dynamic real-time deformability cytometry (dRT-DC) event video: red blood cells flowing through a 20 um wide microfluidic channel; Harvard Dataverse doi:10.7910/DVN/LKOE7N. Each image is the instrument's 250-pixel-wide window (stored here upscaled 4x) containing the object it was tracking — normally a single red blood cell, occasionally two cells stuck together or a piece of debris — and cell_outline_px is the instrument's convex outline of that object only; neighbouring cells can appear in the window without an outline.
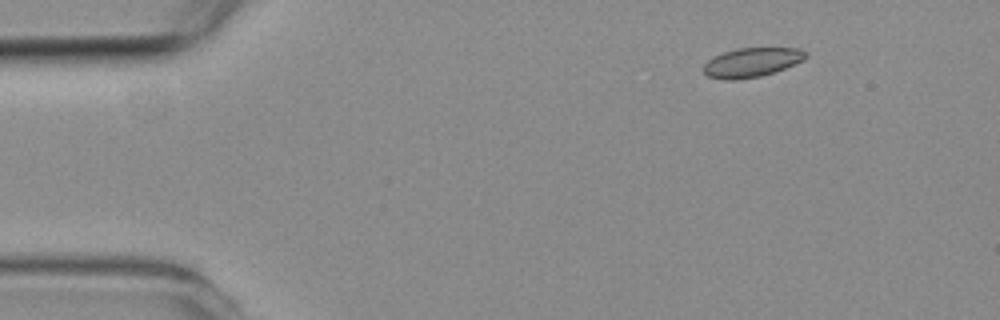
{"species": "common noctule bat (a hibernating species)", "species_latin": "Nyctalus noctula", "temperature_condition": "room temperature", "stored_images_in_passage": 4, "camera_frame_rate_fps": 3000, "um_per_image_px": 0.085, "animal": {"sex": "female", "body_mass_g": 19.3, "forearm_length_mm": 54.1}, "frame": {"image": 1, "passage_image": 1, "time_ms": 0.0, "image_size_px": [1000, 320], "cell_outline_px": [[808, 56], [804, 60], [784, 68], [760, 76], [740, 80], [724, 80], [708, 76], [704, 72], [704, 64], [708, 60], [724, 52], [740, 48], [800, 48]], "centroid_in_image_um": [63.89, 5.31], "position_along_channel_um": 21.1, "area_um2": 17.22}}
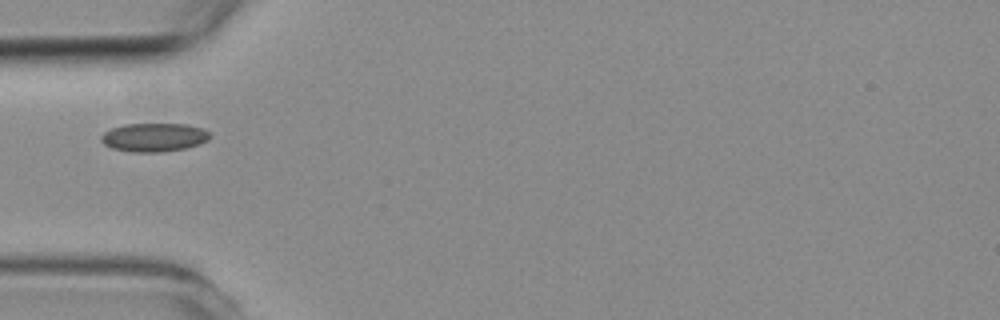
{"frame": {"image": 2, "passage_image": 4, "time_ms": 3.333, "image_size_px": [1000, 320], "cell_outline_px": [[212, 136], [208, 140], [200, 144], [184, 148], [160, 152], [132, 152], [112, 148], [104, 144], [100, 140], [100, 136], [104, 132], [112, 128], [124, 124], [184, 124], [204, 128]], "centroid_in_image_um": [13.09, 11.67], "position_along_channel_um": 71.9, "area_um2": 18.15}}